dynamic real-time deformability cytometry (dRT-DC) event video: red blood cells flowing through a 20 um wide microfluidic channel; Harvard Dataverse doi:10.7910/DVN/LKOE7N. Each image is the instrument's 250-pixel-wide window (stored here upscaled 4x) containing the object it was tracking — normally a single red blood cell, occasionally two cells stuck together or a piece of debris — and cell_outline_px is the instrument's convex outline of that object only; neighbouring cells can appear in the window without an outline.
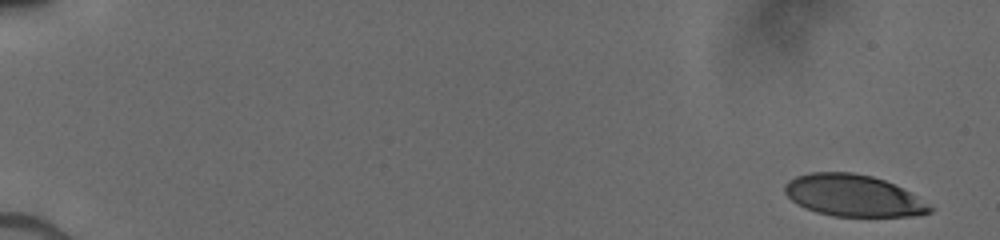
{"species": "human", "species_latin": "Homo sapiens", "temperature_condition": "cold", "stored_images_in_passage": 11, "camera_frame_rate_fps": 3000, "um_per_image_px": 0.085, "donor": {"sex": "male"}, "frame": {"image": 1, "passage_image": 1, "time_ms": 0.0, "image_size_px": [1000, 240], "cell_outline_px": [[932, 212], [912, 216], [832, 216], [816, 212], [804, 208], [796, 204], [784, 192], [784, 184], [788, 180], [796, 176], [808, 172], [852, 172], [872, 176], [884, 180], [908, 192], [932, 208]], "centroid_in_image_um": [72.43, 16.62], "position_along_channel_um": 12.6, "area_um2": 34.97}}